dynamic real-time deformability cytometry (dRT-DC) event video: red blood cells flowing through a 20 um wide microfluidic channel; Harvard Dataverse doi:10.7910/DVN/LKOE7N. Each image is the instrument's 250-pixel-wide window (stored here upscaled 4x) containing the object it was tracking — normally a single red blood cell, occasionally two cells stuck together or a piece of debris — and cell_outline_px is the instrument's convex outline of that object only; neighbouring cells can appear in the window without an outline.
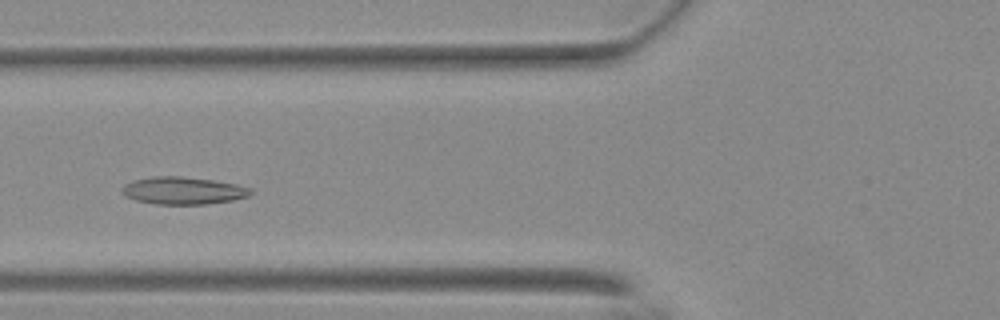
{"species": "Egyptian fruit bat (a non-hibernating species)", "species_latin": "Rousettus aegyptiacus", "temperature_condition": "warm", "stored_images_in_passage": 51, "camera_frame_rate_fps": 3000, "um_per_image_px": 0.085, "animal": {"sex": "female"}, "frame": {"image": 1, "passage_image": 17, "time_ms": 5.333, "image_size_px": [1000, 320], "cell_outline_px": [[252, 192], [248, 196], [232, 200], [204, 204], [156, 204], [136, 200], [124, 196], [120, 192], [120, 188], [124, 184], [132, 180], [152, 176], [180, 176], [212, 180], [236, 184], [252, 188]], "centroid_in_image_um": [15.5, 16.19], "position_along_channel_um": 110.3, "area_um2": 20.63}}
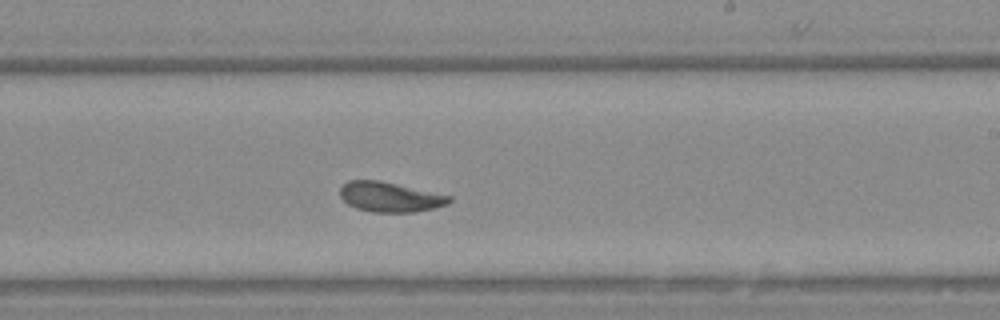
{"frame": {"image": 2, "passage_image": 29, "time_ms": 9.333, "image_size_px": [1000, 320], "cell_outline_px": [[452, 200], [448, 204], [436, 208], [416, 212], [372, 212], [356, 208], [348, 204], [340, 196], [340, 188], [348, 180], [380, 180], [452, 196]], "centroid_in_image_um": [33.17, 16.74], "position_along_channel_um": 255.8, "area_um2": 19.13}}
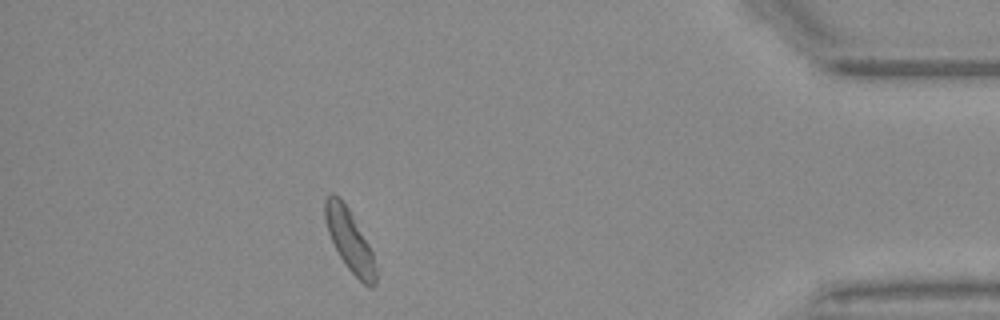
{"frame": {"image": 3, "passage_image": 45, "time_ms": 14.667, "image_size_px": [1000, 320], "cell_outline_px": [[376, 284], [372, 288], [368, 288], [348, 268], [340, 256], [328, 232], [324, 216], [324, 200], [332, 192], [348, 208], [368, 244], [372, 252], [376, 272]], "centroid_in_image_um": [29.71, 20.46], "position_along_channel_um": 405.5, "area_um2": 17.69}, "authors_computed_cell_mechanics": {"area_um2": 19.3052, "velocity_mm_per_s": 3.6558, "shape_relaxation_time_tau1_ms": 7.4825, "shape_relaxation_time_tau2_ms": 2.8938, "deformation_change_tau1": 0.1425, "deformation_change_tau2": 0.0865}}